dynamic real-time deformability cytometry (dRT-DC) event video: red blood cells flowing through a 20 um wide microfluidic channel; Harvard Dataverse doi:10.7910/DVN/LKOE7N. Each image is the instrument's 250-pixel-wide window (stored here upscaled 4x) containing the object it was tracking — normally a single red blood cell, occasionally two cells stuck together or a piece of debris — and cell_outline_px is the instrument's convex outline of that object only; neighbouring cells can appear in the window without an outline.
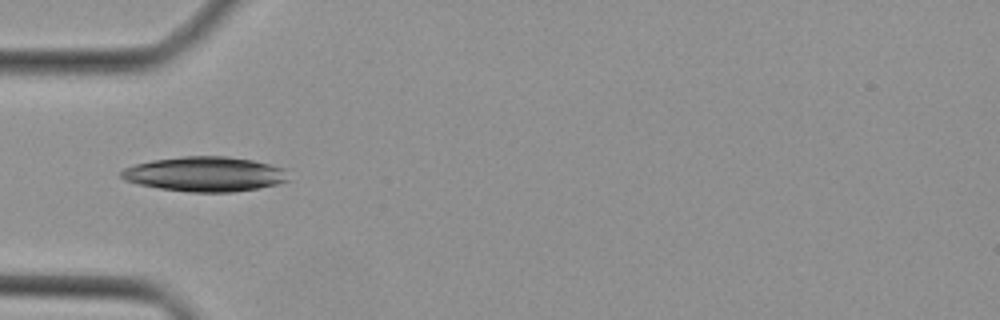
{"species": "Egyptian fruit bat (a non-hibernating species)", "species_latin": "Rousettus aegyptiacus", "temperature_condition": "cold", "stored_images_in_passage": 9, "camera_frame_rate_fps": 3000, "um_per_image_px": 0.085, "animal": {"sex": "female"}, "frame": {"image": 1, "passage_image": 4, "time_ms": 1.0, "image_size_px": [1000, 320], "cell_outline_px": [[288, 180], [276, 184], [256, 188], [232, 192], [192, 192], [160, 188], [136, 184], [124, 180], [120, 176], [120, 172], [124, 168], [136, 164], [152, 160], [184, 156], [228, 156], [252, 160], [284, 168]], "centroid_in_image_um": [17.38, 14.79], "position_along_channel_um": 67.6, "area_um2": 33.7}}
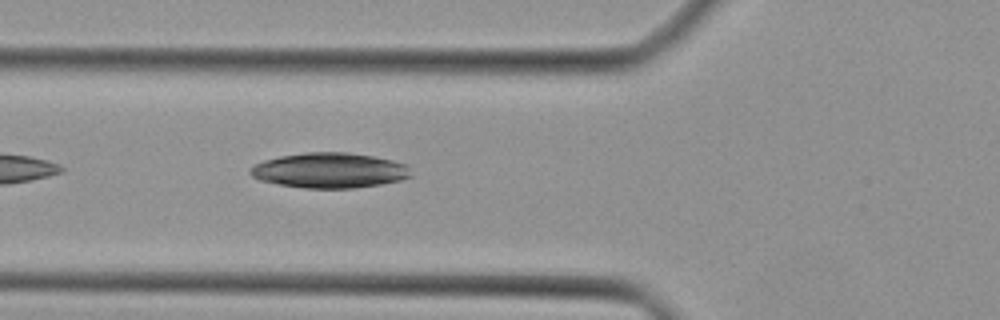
{"frame": {"image": 2, "passage_image": 6, "time_ms": 1.667, "image_size_px": [1000, 320], "cell_outline_px": [[412, 176], [400, 180], [380, 184], [356, 188], [304, 188], [280, 184], [260, 180], [252, 176], [248, 172], [252, 164], [264, 160], [280, 156], [308, 152], [348, 152], [372, 156], [392, 160], [408, 164]], "centroid_in_image_um": [28.01, 14.48], "position_along_channel_um": 97.8, "area_um2": 33.06}}